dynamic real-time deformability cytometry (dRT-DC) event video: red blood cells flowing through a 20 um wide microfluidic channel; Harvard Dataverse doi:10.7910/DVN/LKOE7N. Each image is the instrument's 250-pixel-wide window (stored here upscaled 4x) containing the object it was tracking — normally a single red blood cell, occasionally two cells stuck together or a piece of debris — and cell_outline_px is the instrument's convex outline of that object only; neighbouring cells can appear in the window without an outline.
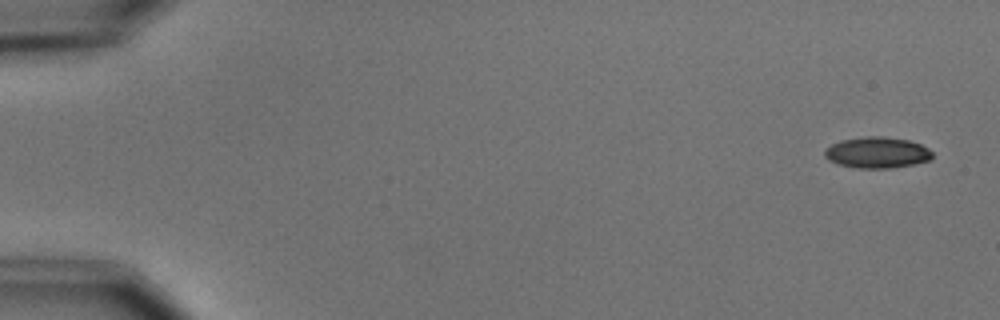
{"species": "common noctule bat (a hibernating species)", "species_latin": "Nyctalus noctula", "temperature_condition": "cold", "stored_images_in_passage": 6, "camera_frame_rate_fps": 3000, "um_per_image_px": 0.085, "animal": {"sex": "male", "body_mass_g": 15.6}, "frame": {"image": 1, "passage_image": 1, "time_ms": 0.0, "image_size_px": [1000, 320], "cell_outline_px": [[932, 156], [928, 160], [912, 164], [888, 168], [856, 168], [836, 164], [828, 160], [824, 156], [824, 148], [840, 140], [868, 136], [884, 136], [908, 140], [920, 144], [928, 148], [932, 152]], "centroid_in_image_um": [74.49, 12.96], "position_along_channel_um": 10.5, "area_um2": 19.54}}